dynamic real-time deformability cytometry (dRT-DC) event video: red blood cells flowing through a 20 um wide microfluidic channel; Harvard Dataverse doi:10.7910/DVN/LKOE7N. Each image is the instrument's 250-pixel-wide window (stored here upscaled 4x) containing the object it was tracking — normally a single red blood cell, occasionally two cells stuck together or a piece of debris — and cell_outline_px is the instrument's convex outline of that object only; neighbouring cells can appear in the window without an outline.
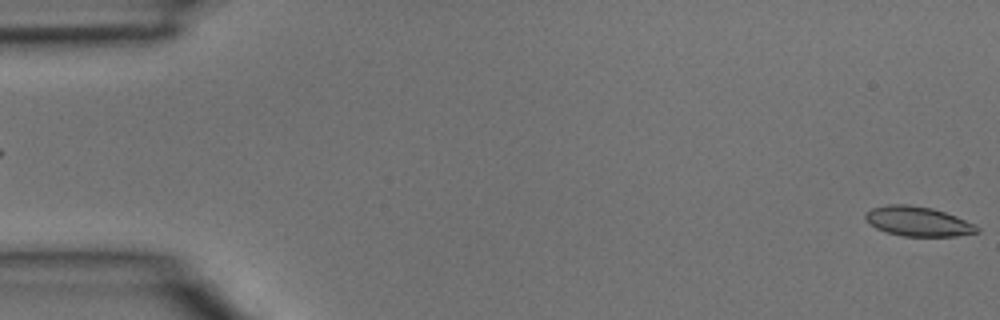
{"species": "common noctule bat (a hibernating species)", "species_latin": "Nyctalus noctula", "temperature_condition": "room temperature", "stored_images_in_passage": 4, "camera_frame_rate_fps": 3000, "um_per_image_px": 0.085, "animal": {"sex": "male", "body_mass_g": 15.6}, "frame": {"image": 1, "passage_image": 4, "time_ms": 1.0, "image_size_px": [1000, 320], "cell_outline_px": [[980, 232], [956, 236], [904, 236], [884, 232], [868, 224], [864, 216], [872, 208], [888, 204], [908, 204], [932, 208], [956, 216], [976, 224], [980, 228]], "centroid_in_image_um": [78.04, 18.82], "position_along_channel_um": 7.0, "area_um2": 19.42}}